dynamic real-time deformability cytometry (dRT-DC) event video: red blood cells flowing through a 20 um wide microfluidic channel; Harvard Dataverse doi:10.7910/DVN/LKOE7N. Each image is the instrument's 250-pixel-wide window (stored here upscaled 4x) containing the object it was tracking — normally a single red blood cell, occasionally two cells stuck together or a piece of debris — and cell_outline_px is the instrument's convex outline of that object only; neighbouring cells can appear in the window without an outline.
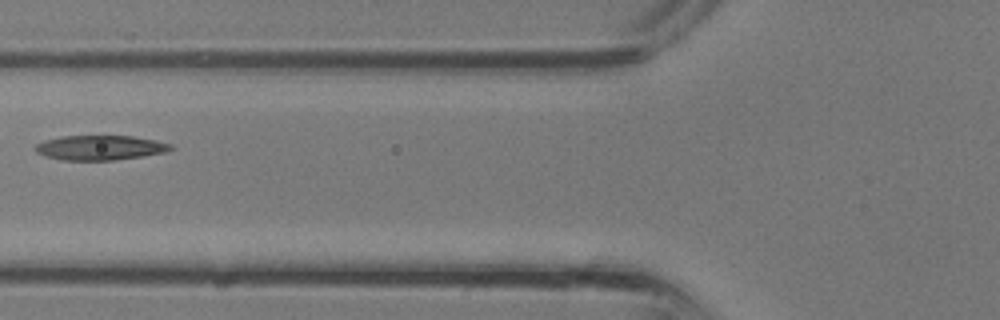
{"species": "common noctule bat (a hibernating species)", "species_latin": "Nyctalus noctula", "temperature_condition": "room temperature", "stored_images_in_passage": 24, "camera_frame_rate_fps": 3000, "um_per_image_px": 0.085, "animal": {"sex": "male", "body_mass_g": 13.3}, "frame": {"image": 1, "passage_image": 6, "time_ms": 1.667, "image_size_px": [1000, 320], "cell_outline_px": [[172, 148], [164, 152], [140, 156], [112, 160], [60, 160], [44, 156], [36, 152], [36, 144], [44, 140], [64, 136], [132, 136], [156, 140], [172, 144]], "centroid_in_image_um": [8.47, 12.55], "position_along_channel_um": 117.3, "area_um2": 19.31}}
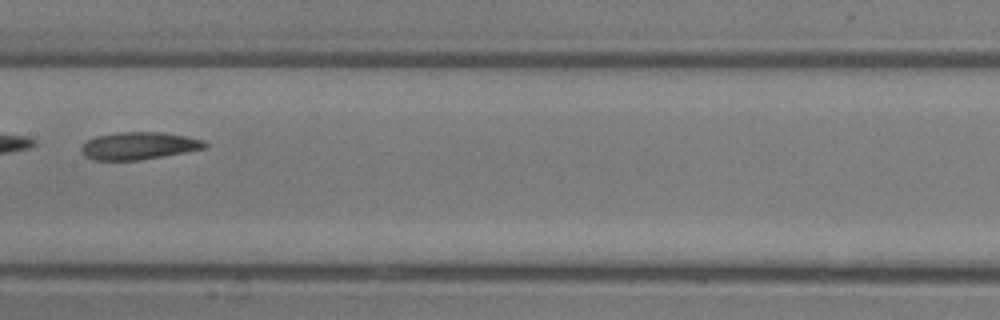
{"frame": {"image": 2, "passage_image": 10, "time_ms": 3.0, "image_size_px": [1000, 320], "cell_outline_px": [[208, 144], [204, 148], [184, 152], [140, 160], [96, 160], [84, 156], [80, 152], [80, 148], [88, 140], [96, 136], [120, 132], [160, 132], [184, 136], [204, 140]], "centroid_in_image_um": [11.76, 12.39], "position_along_channel_um": 195.6, "area_um2": 19.54}}
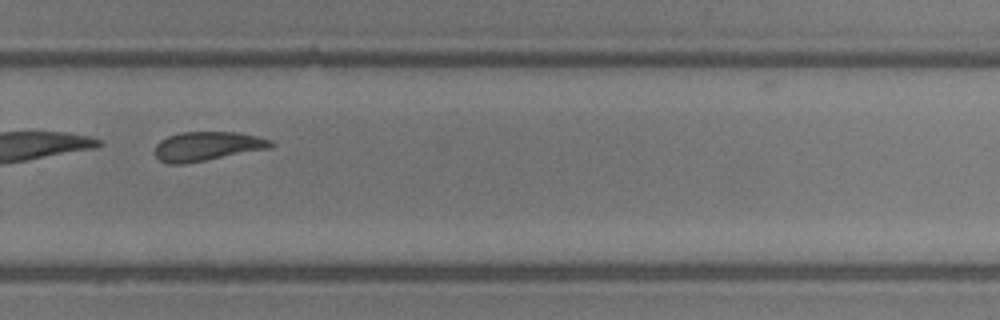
{"frame": {"image": 3, "passage_image": 16, "time_ms": 5.0, "image_size_px": [1000, 320], "cell_outline_px": [[276, 144], [272, 148], [184, 164], [168, 164], [160, 160], [152, 152], [156, 144], [160, 140], [168, 136], [180, 132], [236, 132], [256, 136], [272, 140]], "centroid_in_image_um": [17.6, 12.43], "position_along_channel_um": 312.2, "area_um2": 19.94}}